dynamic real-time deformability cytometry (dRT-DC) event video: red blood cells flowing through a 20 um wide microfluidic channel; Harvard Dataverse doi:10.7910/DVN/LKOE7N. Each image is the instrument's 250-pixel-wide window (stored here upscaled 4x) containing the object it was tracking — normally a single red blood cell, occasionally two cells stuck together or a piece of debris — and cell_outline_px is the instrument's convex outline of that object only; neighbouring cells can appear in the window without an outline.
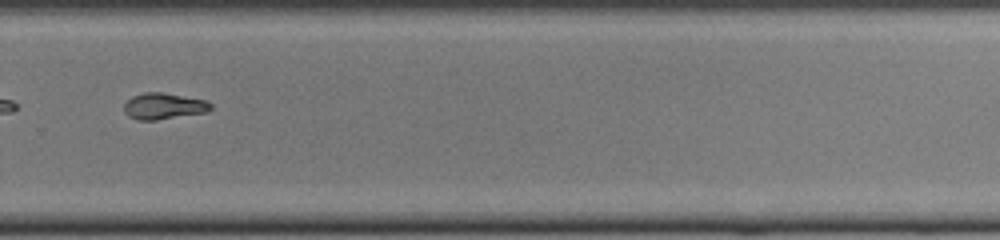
{"species": "common noctule bat (a hibernating species)", "species_latin": "Nyctalus noctula", "temperature_condition": "cold", "stored_images_in_passage": 34, "camera_frame_rate_fps": 3000, "um_per_image_px": 0.085, "animal": {"sex": "female", "body_mass_g": 22.0, "forearm_length_mm": 56.7}, "frame": {"image": 1, "passage_image": 20, "time_ms": 6.333, "image_size_px": [1000, 240], "cell_outline_px": [[212, 108], [208, 112], [156, 120], [136, 120], [128, 116], [124, 112], [124, 104], [132, 96], [144, 92], [164, 92], [208, 100], [212, 104]], "centroid_in_image_um": [13.94, 9.01], "position_along_channel_um": 315.9, "area_um2": 13.53}, "authors_computed_cell_mechanics": {"area_um2": 13.5252, "velocity_mm_per_s": 4.0004, "shape_relaxation_time_tau1_ms": null, "shape_relaxation_time_tau2_ms": 4.1304, "deformation_change_tau1": null, "deformation_change_tau2": 0.099}}